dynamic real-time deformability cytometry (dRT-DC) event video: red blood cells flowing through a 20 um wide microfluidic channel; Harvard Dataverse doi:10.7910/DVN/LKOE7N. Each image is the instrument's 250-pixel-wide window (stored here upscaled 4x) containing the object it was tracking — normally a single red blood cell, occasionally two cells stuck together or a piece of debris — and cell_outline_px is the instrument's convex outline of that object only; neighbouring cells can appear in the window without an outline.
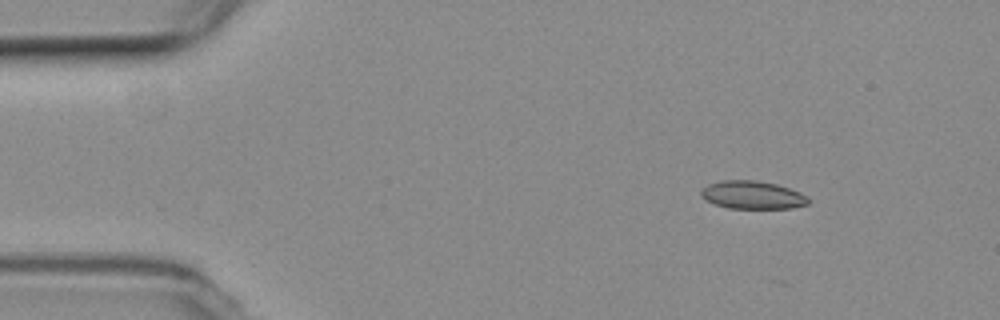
{"species": "common noctule bat (a hibernating species)", "species_latin": "Nyctalus noctula", "temperature_condition": "room temperature", "stored_images_in_passage": 4, "segment_of_instrument_passage": [1, 2], "camera_frame_rate_fps": 3000, "um_per_image_px": 0.085, "animal": {"sex": "female", "body_mass_g": 19.3, "forearm_length_mm": 54.1}, "frame": {"image": 1, "passage_image": 1, "time_ms": 0.0, "image_size_px": [1000, 320], "cell_outline_px": [[808, 204], [792, 208], [728, 208], [716, 204], [700, 196], [700, 192], [708, 184], [720, 180], [756, 180], [776, 184], [800, 192], [808, 196]], "centroid_in_image_um": [63.96, 16.56], "position_along_channel_um": 21.0, "area_um2": 17.4}}